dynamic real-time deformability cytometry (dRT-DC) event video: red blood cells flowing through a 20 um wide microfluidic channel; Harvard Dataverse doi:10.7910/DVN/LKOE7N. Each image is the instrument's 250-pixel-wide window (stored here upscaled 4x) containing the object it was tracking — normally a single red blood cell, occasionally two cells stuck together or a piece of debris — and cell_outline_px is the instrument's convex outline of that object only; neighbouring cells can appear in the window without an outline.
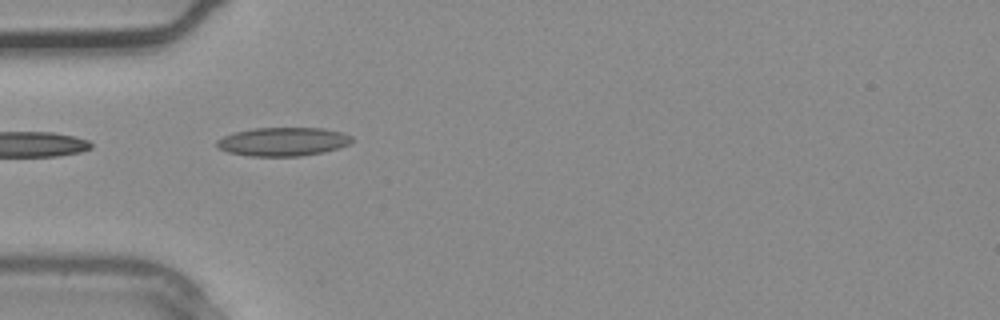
{"species": "common noctule bat (a hibernating species)", "species_latin": "Nyctalus noctula", "temperature_condition": "warm", "stored_images_in_passage": 2, "camera_frame_rate_fps": 3000, "um_per_image_px": 0.085, "animal": {"sex": "male", "body_mass_g": 20.4}, "frame": {"image": 1, "passage_image": 2, "time_ms": 0.333, "image_size_px": [1000, 320], "cell_outline_px": [[352, 140], [348, 144], [324, 152], [300, 156], [248, 156], [228, 152], [220, 148], [216, 144], [216, 140], [232, 132], [256, 128], [324, 128], [340, 132], [352, 136]], "centroid_in_image_um": [24.02, 12.04], "position_along_channel_um": 61.0, "area_um2": 22.43}}